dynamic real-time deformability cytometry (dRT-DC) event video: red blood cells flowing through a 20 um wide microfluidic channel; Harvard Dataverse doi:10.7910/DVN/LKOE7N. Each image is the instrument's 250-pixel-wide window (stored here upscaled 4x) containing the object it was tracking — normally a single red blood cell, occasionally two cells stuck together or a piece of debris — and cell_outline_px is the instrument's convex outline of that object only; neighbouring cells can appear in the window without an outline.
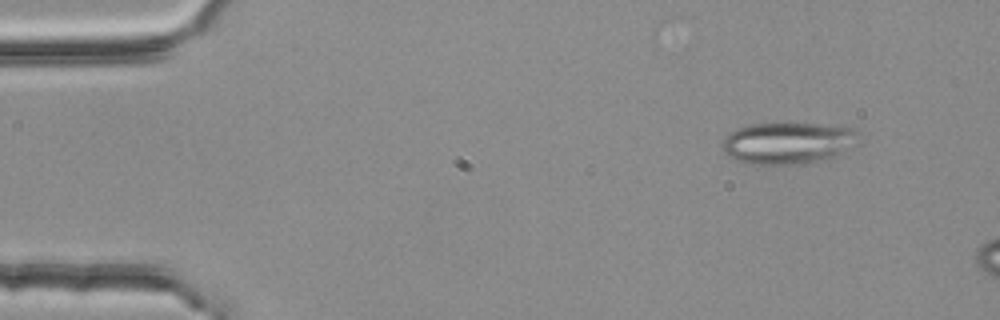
{"species": "common noctule bat (a hibernating species)", "species_latin": "Nyctalus noctula", "temperature_condition": "room temperature", "stored_images_in_passage": 4, "camera_frame_rate_fps": 3000, "um_per_image_px": 0.085, "animal": {"sex": "female", "body_mass_g": 25.1}, "frame": {"image": 1, "passage_image": 2, "time_ms": 0.333, "image_size_px": [1000, 320], "cell_outline_px": [[860, 132], [836, 156], [824, 160], [792, 164], [744, 164], [736, 160], [724, 152], [724, 136], [728, 132], [752, 124], [812, 124], [856, 128]], "centroid_in_image_um": [66.88, 12.16], "position_along_channel_um": 18.1, "area_um2": 32.25}}